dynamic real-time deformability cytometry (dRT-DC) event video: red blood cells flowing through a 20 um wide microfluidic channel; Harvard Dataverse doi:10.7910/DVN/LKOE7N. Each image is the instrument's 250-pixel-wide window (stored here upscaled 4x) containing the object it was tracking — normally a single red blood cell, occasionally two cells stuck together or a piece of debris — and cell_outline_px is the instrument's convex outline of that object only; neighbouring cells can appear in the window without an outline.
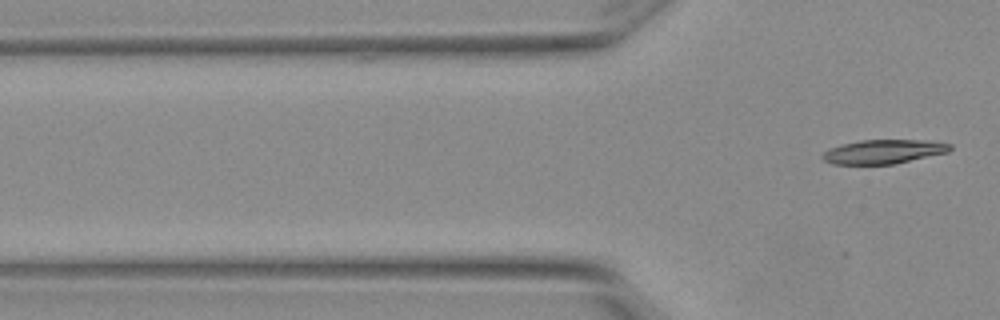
{"species": "Egyptian fruit bat (a non-hibernating species)", "species_latin": "Rousettus aegyptiacus", "temperature_condition": "warm", "stored_images_in_passage": 7, "camera_frame_rate_fps": 3000, "um_per_image_px": 0.085, "animal": {"sex": "female"}, "frame": {"image": 1, "passage_image": 7, "time_ms": 2.0, "image_size_px": [1000, 320], "cell_outline_px": [[952, 148], [948, 152], [896, 164], [832, 164], [824, 160], [820, 156], [824, 152], [840, 144], [860, 140], [920, 140], [952, 144]], "centroid_in_image_um": [75.09, 12.89], "position_along_channel_um": 50.7, "area_um2": 17.86}}